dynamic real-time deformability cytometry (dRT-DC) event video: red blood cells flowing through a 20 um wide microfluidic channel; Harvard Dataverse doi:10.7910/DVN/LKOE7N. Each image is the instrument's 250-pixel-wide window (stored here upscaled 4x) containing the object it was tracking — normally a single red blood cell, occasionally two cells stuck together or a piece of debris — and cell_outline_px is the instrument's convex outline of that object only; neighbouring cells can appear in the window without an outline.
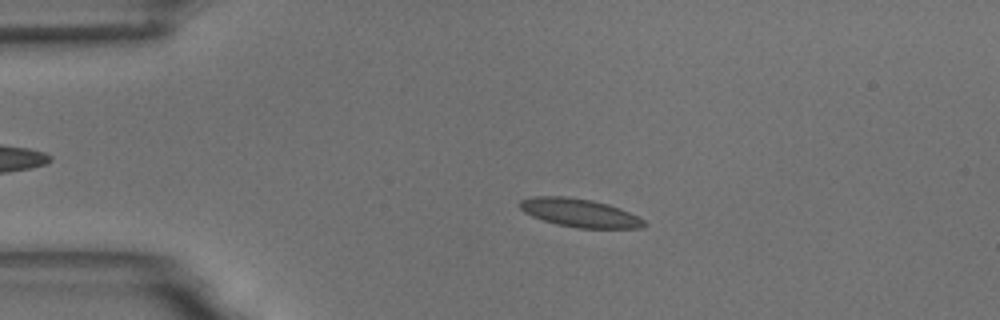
{"species": "common noctule bat (a hibernating species)", "species_latin": "Nyctalus noctula", "temperature_condition": "room temperature", "stored_images_in_passage": 56, "camera_frame_rate_fps": 3000, "um_per_image_px": 0.085, "animal": {"sex": "male", "body_mass_g": 18.8}, "frame": {"image": 1, "passage_image": 12, "time_ms": 3.667, "image_size_px": [1000, 320], "cell_outline_px": [[648, 224], [644, 228], [576, 228], [556, 224], [532, 216], [524, 212], [520, 208], [520, 200], [532, 196], [564, 196], [592, 200], [608, 204], [620, 208], [644, 220]], "centroid_in_image_um": [49.27, 18.09], "position_along_channel_um": 35.7, "area_um2": 20.52}}
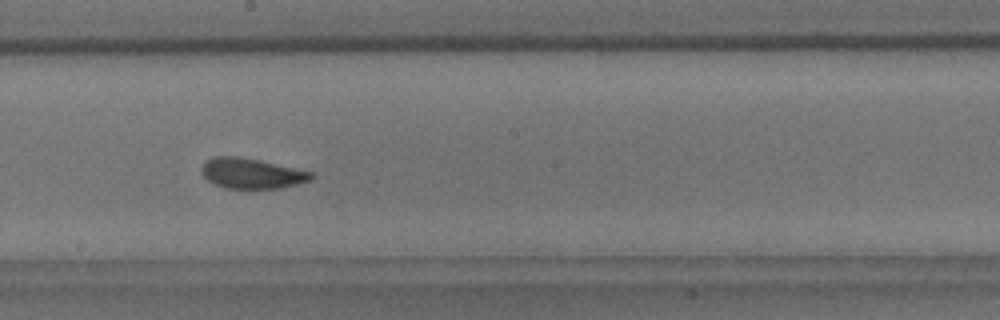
{"frame": {"image": 2, "passage_image": 31, "time_ms": 10.0, "image_size_px": [1000, 320], "cell_outline_px": [[316, 176], [312, 180], [280, 188], [224, 188], [208, 180], [200, 172], [200, 168], [208, 160], [216, 156], [236, 156], [260, 160], [316, 172]], "centroid_in_image_um": [21.45, 14.73], "position_along_channel_um": 226.7, "area_um2": 19.48}}
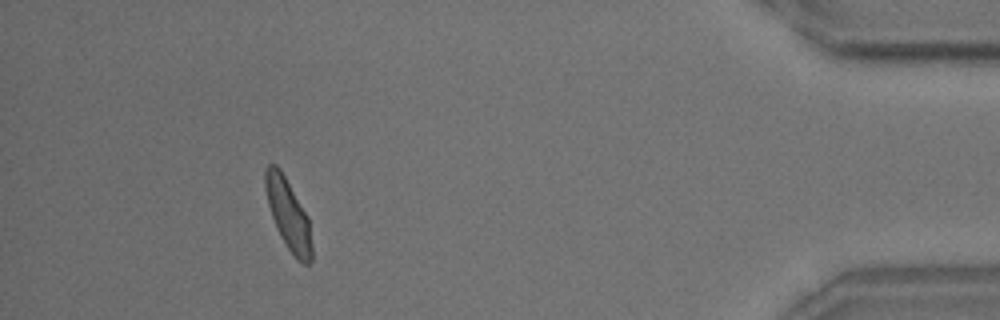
{"frame": {"image": 3, "passage_image": 51, "time_ms": 16.667, "image_size_px": [1000, 320], "cell_outline_px": [[312, 260], [308, 264], [304, 264], [296, 260], [280, 236], [276, 228], [268, 204], [264, 188], [264, 172], [268, 164], [276, 164], [280, 168], [308, 216], [312, 244]], "centroid_in_image_um": [24.5, 18.22], "position_along_channel_um": 410.7, "area_um2": 19.25}, "authors_computed_cell_mechanics": {"area_um2": 19.5364, "velocity_mm_per_s": 3.6274, "shape_relaxation_time_tau1_ms": 4.2315, "shape_relaxation_time_tau2_ms": 1.764, "deformation_change_tau1": 0.1196, "deformation_change_tau2": 0.0573}}